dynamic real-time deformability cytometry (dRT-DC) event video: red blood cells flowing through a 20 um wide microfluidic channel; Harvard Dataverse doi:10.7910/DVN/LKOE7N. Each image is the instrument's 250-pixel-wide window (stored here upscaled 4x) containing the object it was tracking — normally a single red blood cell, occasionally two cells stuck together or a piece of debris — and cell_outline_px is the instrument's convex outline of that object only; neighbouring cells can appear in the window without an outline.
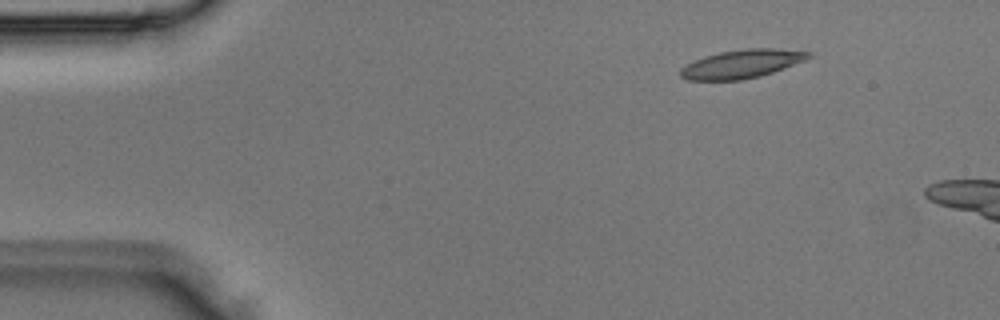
{"species": "Egyptian fruit bat (a non-hibernating species)", "species_latin": "Rousettus aegyptiacus", "temperature_condition": "room temperature", "stored_images_in_passage": 4, "camera_frame_rate_fps": 3000, "um_per_image_px": 0.085, "animal": {"sex": "male"}, "frame": {"image": 1, "passage_image": 4, "time_ms": 1.0, "image_size_px": [1000, 320], "cell_outline_px": [[812, 56], [804, 60], [772, 72], [760, 76], [740, 80], [688, 80], [680, 76], [680, 68], [704, 56], [720, 52], [744, 48], [776, 48], [812, 52]], "centroid_in_image_um": [63.05, 5.42], "position_along_channel_um": 22.0, "area_um2": 21.1}}